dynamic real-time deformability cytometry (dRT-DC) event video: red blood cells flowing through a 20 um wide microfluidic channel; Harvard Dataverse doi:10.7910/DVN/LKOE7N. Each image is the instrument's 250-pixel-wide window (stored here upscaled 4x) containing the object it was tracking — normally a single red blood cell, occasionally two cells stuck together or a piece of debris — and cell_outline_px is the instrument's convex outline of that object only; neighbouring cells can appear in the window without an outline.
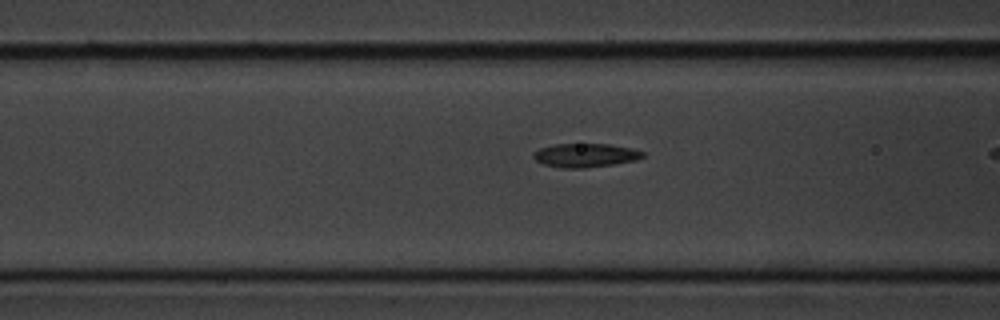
{"species": "common noctule bat (a hibernating species)", "species_latin": "Nyctalus noctula", "temperature_condition": "cold", "stored_images_in_passage": 27, "camera_frame_rate_fps": 3000, "um_per_image_px": 0.085, "animal": {"sex": "male", "body_mass_g": 20.1, "forearm_length_mm": 53.5}, "frame": {"image": 1, "passage_image": 5, "time_ms": 1.333, "image_size_px": [1000, 320], "cell_outline_px": [[644, 156], [636, 160], [612, 164], [584, 168], [560, 168], [544, 164], [536, 160], [532, 156], [532, 152], [540, 148], [556, 144], [608, 144], [632, 148], [644, 152]], "centroid_in_image_um": [49.73, 13.2], "position_along_channel_um": 116.9, "area_um2": 15.09}}
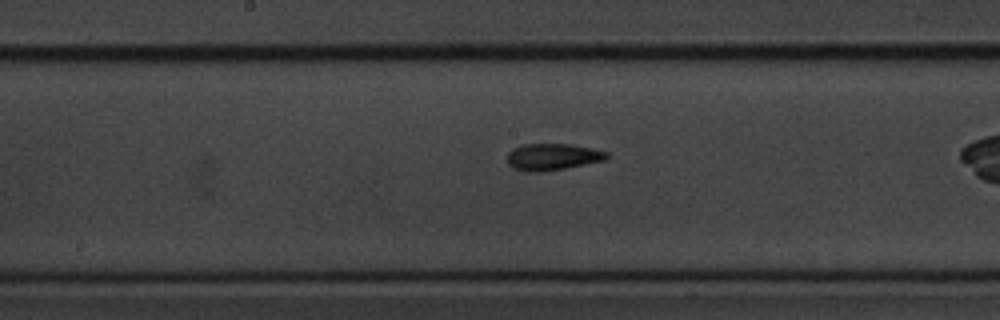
{"frame": {"image": 2, "passage_image": 12, "time_ms": 3.667, "image_size_px": [1000, 320], "cell_outline_px": [[608, 156], [604, 160], [564, 168], [540, 172], [528, 172], [512, 168], [508, 164], [508, 152], [512, 148], [524, 144], [572, 144], [592, 148], [608, 152]], "centroid_in_image_um": [46.93, 13.32], "position_along_channel_um": 201.3, "area_um2": 15.43}}
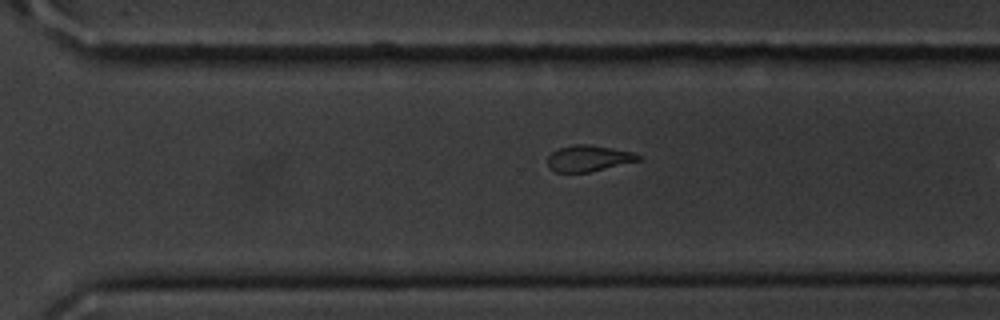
{"frame": {"image": 3, "passage_image": 22, "time_ms": 7.0, "image_size_px": [1000, 320], "cell_outline_px": [[640, 160], [588, 172], [556, 172], [548, 168], [548, 156], [556, 148], [572, 144], [588, 144], [612, 148], [632, 152], [640, 156]], "centroid_in_image_um": [49.96, 13.44], "position_along_channel_um": 320.6, "area_um2": 13.76}}